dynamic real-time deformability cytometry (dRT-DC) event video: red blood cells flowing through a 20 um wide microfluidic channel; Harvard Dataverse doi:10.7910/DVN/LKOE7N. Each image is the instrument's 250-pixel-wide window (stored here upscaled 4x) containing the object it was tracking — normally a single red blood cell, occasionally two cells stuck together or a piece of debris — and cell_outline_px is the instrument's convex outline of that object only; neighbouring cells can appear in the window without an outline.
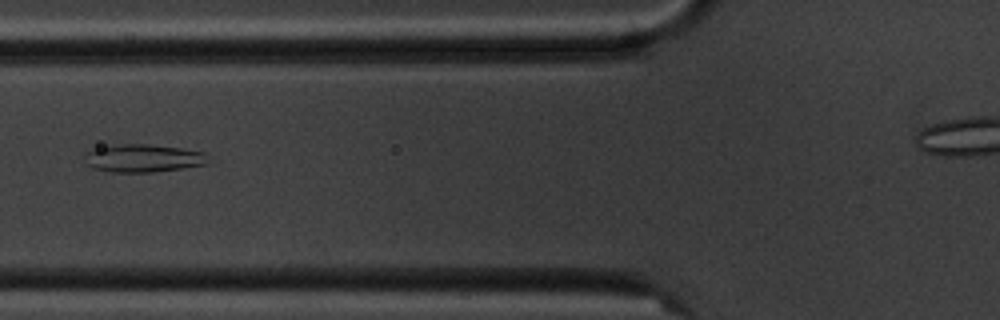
{"species": "common noctule bat (a hibernating species)", "species_latin": "Nyctalus noctula", "temperature_condition": "cold", "stored_images_in_passage": 12, "camera_frame_rate_fps": 3000, "um_per_image_px": 0.085, "animal": {"sex": "male", "body_mass_g": 20.1, "forearm_length_mm": 53.5}, "frame": {"image": 1, "passage_image": 6, "time_ms": 6.667, "image_size_px": [1000, 320], "cell_outline_px": [[208, 164], [152, 172], [112, 172], [92, 168], [84, 164], [88, 152], [100, 144], [148, 144], [180, 148], [204, 152]], "centroid_in_image_um": [12.08, 13.43], "position_along_channel_um": 113.7, "area_um2": 20.17}}
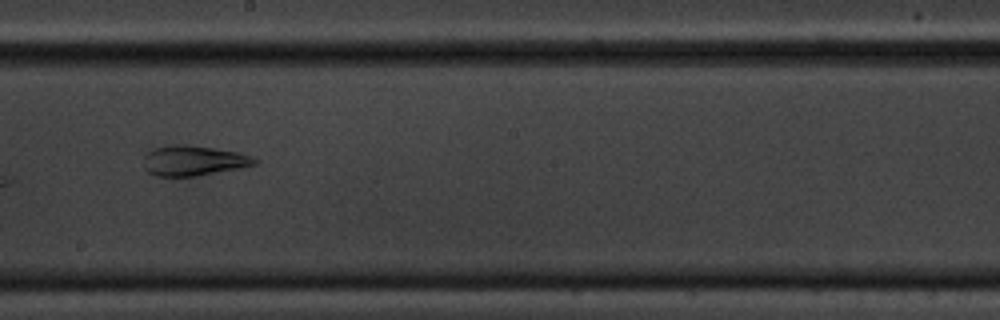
{"frame": {"image": 2, "passage_image": 9, "time_ms": 10.0, "image_size_px": [1000, 320], "cell_outline_px": [[260, 160], [256, 164], [240, 168], [192, 176], [156, 176], [148, 172], [144, 168], [144, 156], [152, 148], [172, 144], [184, 144], [240, 152], [252, 156]], "centroid_in_image_um": [16.44, 13.64], "position_along_channel_um": 231.8, "area_um2": 19.54}}
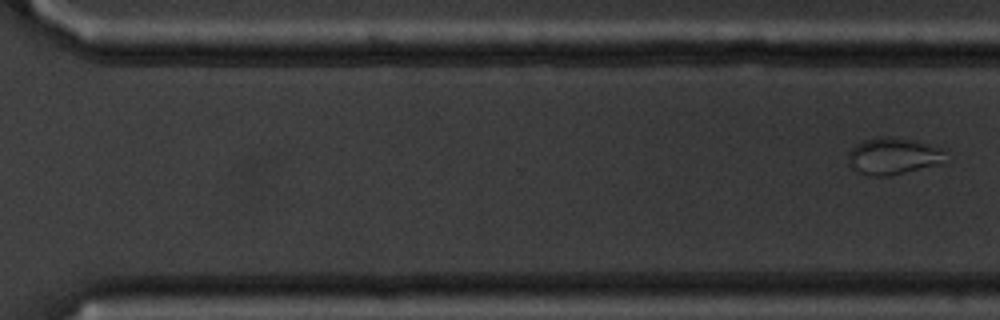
{"frame": {"image": 3, "passage_image": 12, "time_ms": 14.333, "image_size_px": [1000, 320], "cell_outline_px": [[944, 152], [936, 164], [888, 176], [872, 176], [860, 172], [852, 168], [848, 164], [848, 152], [856, 144], [864, 140], [888, 136], [916, 140], [936, 148]], "centroid_in_image_um": [75.79, 13.26], "position_along_channel_um": 294.8, "area_um2": 20.06}}